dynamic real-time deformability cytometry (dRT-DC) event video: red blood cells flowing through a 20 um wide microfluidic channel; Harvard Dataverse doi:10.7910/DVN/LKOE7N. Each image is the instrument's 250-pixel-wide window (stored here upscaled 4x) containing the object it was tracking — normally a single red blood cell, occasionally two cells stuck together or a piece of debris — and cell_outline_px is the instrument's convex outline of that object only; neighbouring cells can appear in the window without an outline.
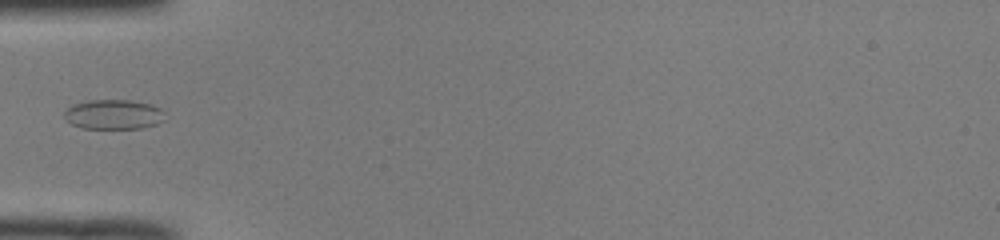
{"species": "common noctule bat (a hibernating species)", "species_latin": "Nyctalus noctula", "temperature_condition": "room temperature", "stored_images_in_passage": 21, "camera_frame_rate_fps": 3000, "um_per_image_px": 0.085, "animal": {"sex": "male", "body_mass_g": 19.0, "forearm_length_mm": 50.8}, "frame": {"image": 1, "passage_image": 1, "time_ms": 0.0, "image_size_px": [1000, 240], "cell_outline_px": [[164, 120], [156, 124], [140, 128], [80, 128], [72, 124], [64, 116], [64, 112], [72, 104], [88, 100], [128, 100], [152, 104], [160, 108], [164, 112]], "centroid_in_image_um": [9.65, 9.72], "position_along_channel_um": 75.3, "area_um2": 17.4}}
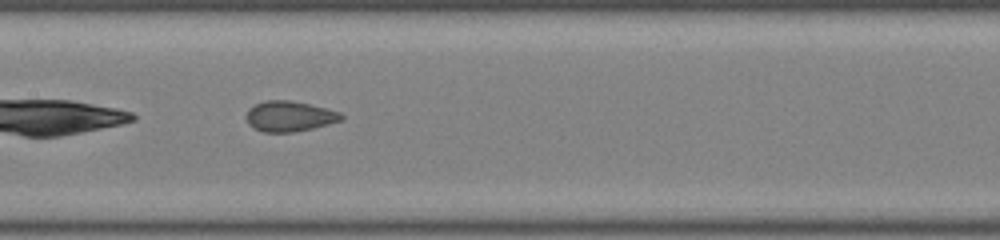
{"frame": {"image": 2, "passage_image": 9, "time_ms": 2.667, "image_size_px": [1000, 240], "cell_outline_px": [[344, 120], [312, 128], [292, 132], [264, 132], [252, 128], [248, 124], [248, 108], [264, 100], [292, 100], [340, 112], [344, 116]], "centroid_in_image_um": [24.61, 9.88], "position_along_channel_um": 182.8, "area_um2": 16.76}}
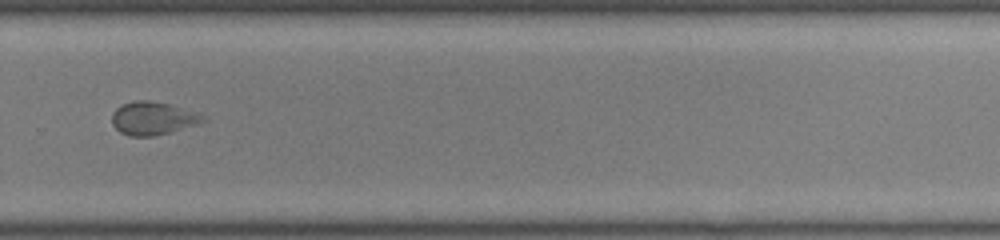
{"frame": {"image": 3, "passage_image": 19, "time_ms": 6.0, "image_size_px": [1000, 240], "cell_outline_px": [[208, 120], [196, 124], [168, 132], [152, 136], [128, 136], [120, 132], [112, 124], [112, 112], [116, 108], [132, 100], [148, 100], [168, 104], [196, 112], [204, 116]], "centroid_in_image_um": [12.96, 10.05], "position_along_channel_um": 316.8, "area_um2": 17.34}}